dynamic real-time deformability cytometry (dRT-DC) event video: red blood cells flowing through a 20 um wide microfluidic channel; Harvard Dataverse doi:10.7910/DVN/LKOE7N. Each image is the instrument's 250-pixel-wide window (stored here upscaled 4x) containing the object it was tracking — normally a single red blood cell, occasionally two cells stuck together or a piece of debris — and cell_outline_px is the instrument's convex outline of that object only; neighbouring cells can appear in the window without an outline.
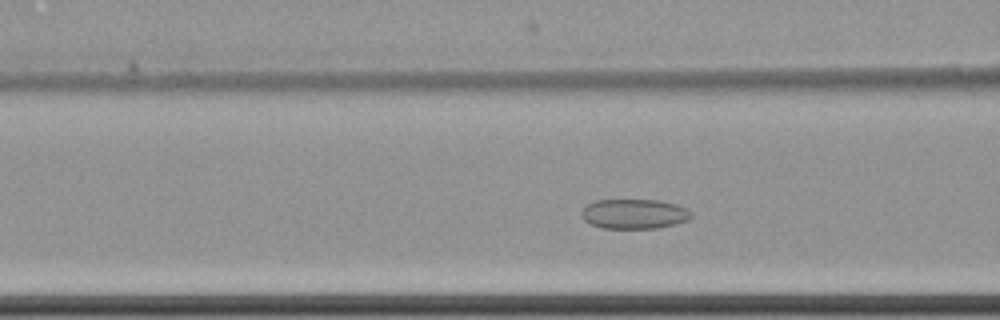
{"species": "common noctule bat (a hibernating species)", "species_latin": "Nyctalus noctula", "temperature_condition": "cold", "stored_images_in_passage": 49, "camera_frame_rate_fps": 3000, "um_per_image_px": 0.085, "animal": {"sex": "female", "body_mass_g": 22.7, "forearm_length_mm": 54.2}, "frame": {"image": 1, "passage_image": 13, "time_ms": 4.0, "image_size_px": [1000, 320], "cell_outline_px": [[692, 216], [688, 220], [656, 228], [600, 228], [584, 220], [580, 216], [580, 212], [588, 204], [596, 200], [660, 200], [676, 204], [688, 208], [692, 212]], "centroid_in_image_um": [53.9, 18.17], "position_along_channel_um": 112.7, "area_um2": 19.07}}
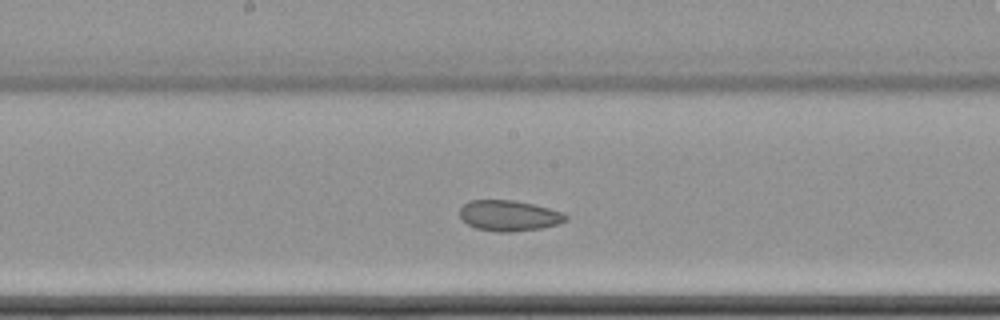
{"frame": {"image": 2, "passage_image": 21, "time_ms": 6.667, "image_size_px": [1000, 320], "cell_outline_px": [[568, 220], [556, 224], [540, 228], [512, 232], [500, 232], [476, 228], [468, 224], [460, 216], [460, 208], [468, 200], [512, 200], [532, 204], [564, 212], [568, 216]], "centroid_in_image_um": [43.27, 18.32], "position_along_channel_um": 204.9, "area_um2": 18.84}}
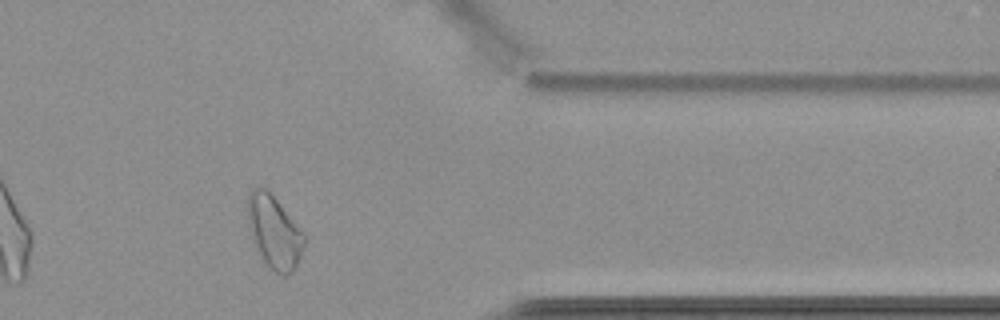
{"frame": {"image": 3, "passage_image": 38, "time_ms": 12.333, "image_size_px": [1000, 320], "cell_outline_px": [[304, 248], [296, 268], [292, 272], [284, 276], [276, 272], [264, 260], [256, 248], [252, 240], [248, 228], [248, 196], [252, 188], [264, 188], [276, 200], [304, 232]], "centroid_in_image_um": [23.31, 19.74], "position_along_channel_um": 388.1, "area_um2": 23.58}, "authors_computed_cell_mechanics": {"area_um2": 20.9814, "velocity_mm_per_s": 3.4624, "shape_relaxation_time_tau1_ms": null, "shape_relaxation_time_tau2_ms": 4.4568, "deformation_change_tau1": null, "deformation_change_tau2": 0.0944}}